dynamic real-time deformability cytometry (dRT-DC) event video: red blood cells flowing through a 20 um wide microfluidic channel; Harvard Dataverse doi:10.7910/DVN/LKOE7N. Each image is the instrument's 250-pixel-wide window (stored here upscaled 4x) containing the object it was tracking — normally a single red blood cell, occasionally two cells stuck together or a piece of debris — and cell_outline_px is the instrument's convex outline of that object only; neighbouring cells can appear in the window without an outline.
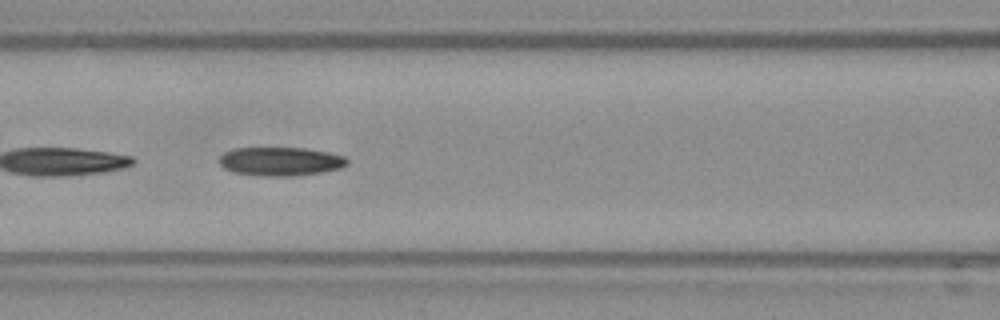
{"species": "Egyptian fruit bat (a non-hibernating species)", "species_latin": "Rousettus aegyptiacus", "temperature_condition": "warm", "stored_images_in_passage": 29, "camera_frame_rate_fps": 3000, "um_per_image_px": 0.085, "frame": {"image": 1, "passage_image": 13, "time_ms": 4.0, "image_size_px": [1000, 320], "cell_outline_px": [[348, 164], [340, 168], [320, 172], [296, 176], [260, 176], [232, 172], [224, 168], [220, 164], [220, 156], [224, 152], [232, 148], [304, 148], [328, 152], [344, 156], [348, 160]], "centroid_in_image_um": [23.82, 13.72], "position_along_channel_um": 142.8, "area_um2": 21.44}}